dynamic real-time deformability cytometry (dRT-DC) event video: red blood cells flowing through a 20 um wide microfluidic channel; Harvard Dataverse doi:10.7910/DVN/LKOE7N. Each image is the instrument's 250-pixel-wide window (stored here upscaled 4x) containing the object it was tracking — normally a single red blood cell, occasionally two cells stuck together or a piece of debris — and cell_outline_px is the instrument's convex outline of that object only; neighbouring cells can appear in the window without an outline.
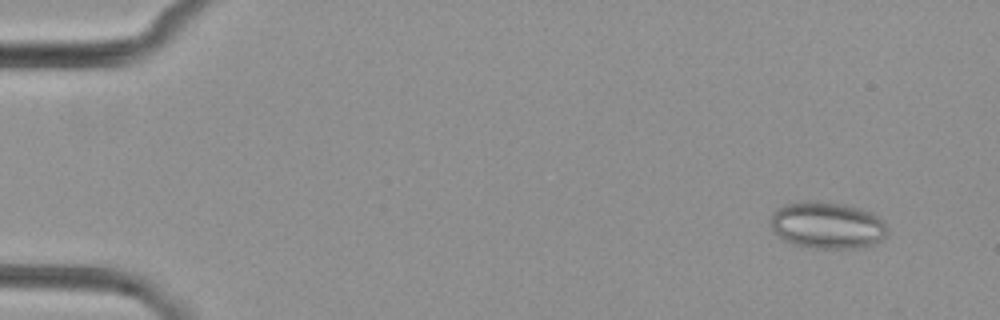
{"species": "common noctule bat (a hibernating species)", "species_latin": "Nyctalus noctula", "temperature_condition": "cold", "stored_images_in_passage": 8, "camera_frame_rate_fps": 3000, "um_per_image_px": 0.085, "animal": {"sex": "female", "body_mass_g": 29.2, "forearm_length_mm": 56.3}, "frame": {"image": 1, "passage_image": 2, "time_ms": 1.333, "image_size_px": [1000, 320], "cell_outline_px": [[888, 236], [872, 244], [860, 248], [816, 248], [792, 244], [784, 240], [768, 224], [772, 212], [776, 208], [788, 204], [804, 200], [816, 200], [844, 204], [860, 208], [872, 212], [888, 228]], "centroid_in_image_um": [70.3, 19.13], "position_along_channel_um": 14.7, "area_um2": 32.14}}
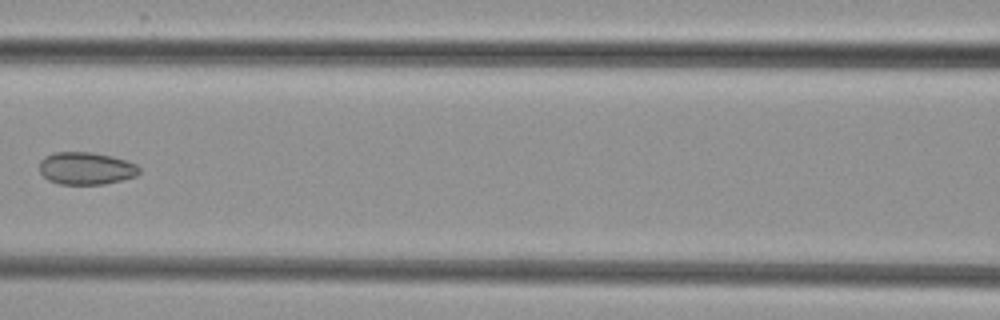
{"frame": {"image": 2, "passage_image": 8, "time_ms": 8.333, "image_size_px": [1000, 320], "cell_outline_px": [[140, 172], [136, 176], [104, 184], [60, 184], [48, 180], [40, 172], [40, 160], [44, 156], [52, 152], [92, 152], [112, 156], [136, 164], [140, 168]], "centroid_in_image_um": [7.3, 14.3], "position_along_channel_um": 159.3, "area_um2": 18.9}}